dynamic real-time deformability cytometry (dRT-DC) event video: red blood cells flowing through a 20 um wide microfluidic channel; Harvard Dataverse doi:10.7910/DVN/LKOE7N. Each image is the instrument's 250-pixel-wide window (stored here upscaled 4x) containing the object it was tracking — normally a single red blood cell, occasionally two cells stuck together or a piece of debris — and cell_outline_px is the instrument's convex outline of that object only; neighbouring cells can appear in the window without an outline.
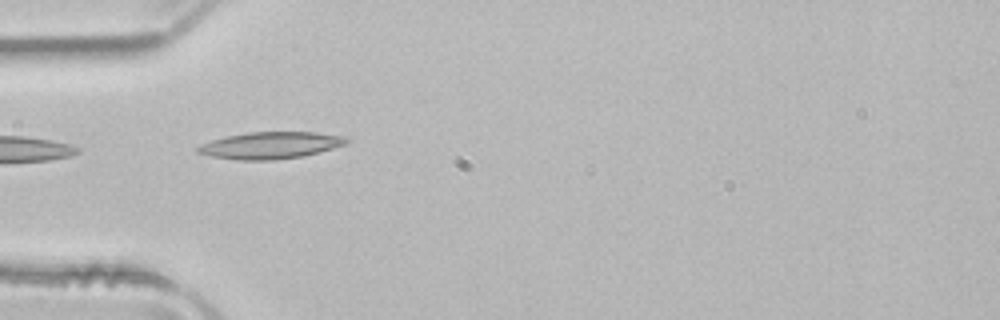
{"species": "common noctule bat (a hibernating species)", "species_latin": "Nyctalus noctula", "temperature_condition": "room temperature", "stored_images_in_passage": 4, "camera_frame_rate_fps": 3000, "um_per_image_px": 0.085, "animal": {"sex": "male", "body_mass_g": 21.5, "forearm_length_mm": 52.0}, "frame": {"image": 1, "passage_image": 1, "time_ms": 0.0, "image_size_px": [1000, 320], "cell_outline_px": [[348, 140], [344, 144], [332, 148], [300, 156], [276, 160], [240, 160], [212, 156], [196, 152], [196, 148], [200, 144], [212, 140], [228, 136], [248, 132], [316, 132], [348, 136]], "centroid_in_image_um": [22.98, 12.34], "position_along_channel_um": 62.0, "area_um2": 23.0}}